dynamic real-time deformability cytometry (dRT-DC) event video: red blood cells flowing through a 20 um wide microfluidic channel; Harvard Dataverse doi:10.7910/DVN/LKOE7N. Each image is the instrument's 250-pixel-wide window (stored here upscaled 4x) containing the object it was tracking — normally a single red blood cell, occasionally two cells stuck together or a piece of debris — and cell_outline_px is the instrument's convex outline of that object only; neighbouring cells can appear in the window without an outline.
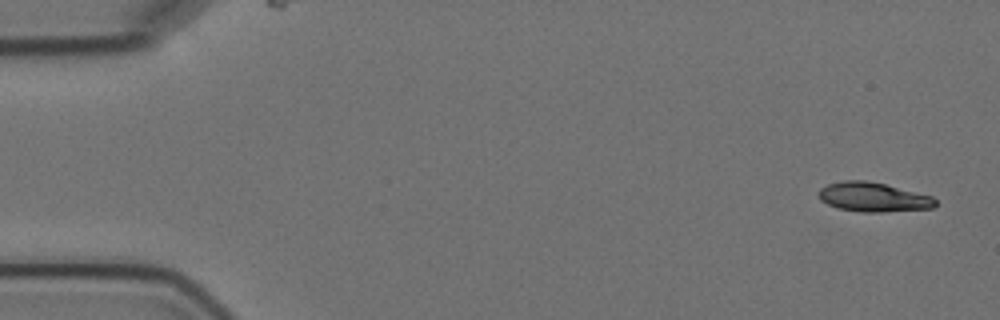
{"species": "Egyptian fruit bat (a non-hibernating species)", "species_latin": "Rousettus aegyptiacus", "temperature_condition": "cold", "stored_images_in_passage": 5, "camera_frame_rate_fps": 3000, "um_per_image_px": 0.085, "animal": {"sex": "female"}, "frame": {"image": 1, "passage_image": 1, "time_ms": 0.0, "image_size_px": [1000, 320], "cell_outline_px": [[936, 204], [932, 208], [880, 212], [860, 212], [836, 208], [820, 200], [816, 196], [816, 192], [820, 188], [828, 184], [844, 180], [864, 180], [884, 184], [932, 196], [936, 200]], "centroid_in_image_um": [74.15, 16.75], "position_along_channel_um": 10.8, "area_um2": 20.0}}
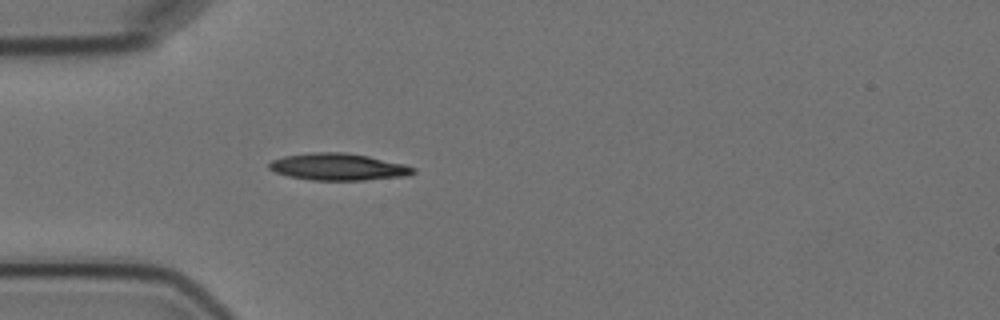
{"frame": {"image": 2, "passage_image": 5, "time_ms": 4.667, "image_size_px": [1000, 320], "cell_outline_px": [[416, 172], [408, 176], [364, 180], [312, 180], [288, 176], [276, 172], [268, 168], [268, 164], [272, 160], [284, 156], [312, 152], [344, 152], [368, 156], [404, 164], [416, 168]], "centroid_in_image_um": [28.76, 14.18], "position_along_channel_um": 56.2, "area_um2": 22.66}}